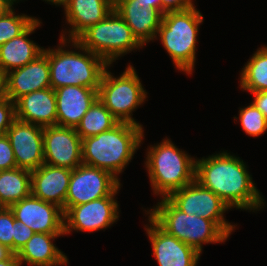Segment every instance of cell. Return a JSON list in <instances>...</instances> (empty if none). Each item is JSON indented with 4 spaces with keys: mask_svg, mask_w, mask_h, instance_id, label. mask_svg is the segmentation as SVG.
<instances>
[{
    "mask_svg": "<svg viewBox=\"0 0 267 266\" xmlns=\"http://www.w3.org/2000/svg\"><path fill=\"white\" fill-rule=\"evenodd\" d=\"M9 208L16 221L22 222L35 233H64V213L56 204L31 194Z\"/></svg>",
    "mask_w": 267,
    "mask_h": 266,
    "instance_id": "13",
    "label": "cell"
},
{
    "mask_svg": "<svg viewBox=\"0 0 267 266\" xmlns=\"http://www.w3.org/2000/svg\"><path fill=\"white\" fill-rule=\"evenodd\" d=\"M64 233H35L16 254L20 262L33 266L67 264V257L54 246L52 239Z\"/></svg>",
    "mask_w": 267,
    "mask_h": 266,
    "instance_id": "23",
    "label": "cell"
},
{
    "mask_svg": "<svg viewBox=\"0 0 267 266\" xmlns=\"http://www.w3.org/2000/svg\"><path fill=\"white\" fill-rule=\"evenodd\" d=\"M0 266H21L16 254H13L9 259L0 261Z\"/></svg>",
    "mask_w": 267,
    "mask_h": 266,
    "instance_id": "36",
    "label": "cell"
},
{
    "mask_svg": "<svg viewBox=\"0 0 267 266\" xmlns=\"http://www.w3.org/2000/svg\"><path fill=\"white\" fill-rule=\"evenodd\" d=\"M149 217L167 233L193 247L200 254L203 243L224 242L228 238L212 220L186 214L167 197L150 211Z\"/></svg>",
    "mask_w": 267,
    "mask_h": 266,
    "instance_id": "5",
    "label": "cell"
},
{
    "mask_svg": "<svg viewBox=\"0 0 267 266\" xmlns=\"http://www.w3.org/2000/svg\"><path fill=\"white\" fill-rule=\"evenodd\" d=\"M44 163L71 170L82 164V139L75 128L43 127Z\"/></svg>",
    "mask_w": 267,
    "mask_h": 266,
    "instance_id": "11",
    "label": "cell"
},
{
    "mask_svg": "<svg viewBox=\"0 0 267 266\" xmlns=\"http://www.w3.org/2000/svg\"><path fill=\"white\" fill-rule=\"evenodd\" d=\"M12 6L6 0H0V16L5 15L10 11Z\"/></svg>",
    "mask_w": 267,
    "mask_h": 266,
    "instance_id": "38",
    "label": "cell"
},
{
    "mask_svg": "<svg viewBox=\"0 0 267 266\" xmlns=\"http://www.w3.org/2000/svg\"><path fill=\"white\" fill-rule=\"evenodd\" d=\"M146 228L159 266H196L200 253L163 230L151 217Z\"/></svg>",
    "mask_w": 267,
    "mask_h": 266,
    "instance_id": "16",
    "label": "cell"
},
{
    "mask_svg": "<svg viewBox=\"0 0 267 266\" xmlns=\"http://www.w3.org/2000/svg\"><path fill=\"white\" fill-rule=\"evenodd\" d=\"M15 120V102L4 96L0 99V136L6 134Z\"/></svg>",
    "mask_w": 267,
    "mask_h": 266,
    "instance_id": "30",
    "label": "cell"
},
{
    "mask_svg": "<svg viewBox=\"0 0 267 266\" xmlns=\"http://www.w3.org/2000/svg\"><path fill=\"white\" fill-rule=\"evenodd\" d=\"M11 6L14 4L13 2H15L16 0H6Z\"/></svg>",
    "mask_w": 267,
    "mask_h": 266,
    "instance_id": "41",
    "label": "cell"
},
{
    "mask_svg": "<svg viewBox=\"0 0 267 266\" xmlns=\"http://www.w3.org/2000/svg\"><path fill=\"white\" fill-rule=\"evenodd\" d=\"M35 232L22 222H14L13 253L17 254Z\"/></svg>",
    "mask_w": 267,
    "mask_h": 266,
    "instance_id": "32",
    "label": "cell"
},
{
    "mask_svg": "<svg viewBox=\"0 0 267 266\" xmlns=\"http://www.w3.org/2000/svg\"><path fill=\"white\" fill-rule=\"evenodd\" d=\"M15 216L9 207H0V243L13 252Z\"/></svg>",
    "mask_w": 267,
    "mask_h": 266,
    "instance_id": "29",
    "label": "cell"
},
{
    "mask_svg": "<svg viewBox=\"0 0 267 266\" xmlns=\"http://www.w3.org/2000/svg\"><path fill=\"white\" fill-rule=\"evenodd\" d=\"M241 88L251 93L267 91V47L252 56L241 73Z\"/></svg>",
    "mask_w": 267,
    "mask_h": 266,
    "instance_id": "26",
    "label": "cell"
},
{
    "mask_svg": "<svg viewBox=\"0 0 267 266\" xmlns=\"http://www.w3.org/2000/svg\"><path fill=\"white\" fill-rule=\"evenodd\" d=\"M194 7L191 0H161V13L183 11Z\"/></svg>",
    "mask_w": 267,
    "mask_h": 266,
    "instance_id": "33",
    "label": "cell"
},
{
    "mask_svg": "<svg viewBox=\"0 0 267 266\" xmlns=\"http://www.w3.org/2000/svg\"><path fill=\"white\" fill-rule=\"evenodd\" d=\"M14 151L11 147L9 138L5 135L0 136V170H10L16 168Z\"/></svg>",
    "mask_w": 267,
    "mask_h": 266,
    "instance_id": "31",
    "label": "cell"
},
{
    "mask_svg": "<svg viewBox=\"0 0 267 266\" xmlns=\"http://www.w3.org/2000/svg\"><path fill=\"white\" fill-rule=\"evenodd\" d=\"M240 121L243 130L251 136H258L267 130V119L252 103L245 109H240Z\"/></svg>",
    "mask_w": 267,
    "mask_h": 266,
    "instance_id": "28",
    "label": "cell"
},
{
    "mask_svg": "<svg viewBox=\"0 0 267 266\" xmlns=\"http://www.w3.org/2000/svg\"><path fill=\"white\" fill-rule=\"evenodd\" d=\"M203 17L195 7L167 12L157 31L162 44L179 70L191 73L195 63L198 26Z\"/></svg>",
    "mask_w": 267,
    "mask_h": 266,
    "instance_id": "6",
    "label": "cell"
},
{
    "mask_svg": "<svg viewBox=\"0 0 267 266\" xmlns=\"http://www.w3.org/2000/svg\"><path fill=\"white\" fill-rule=\"evenodd\" d=\"M76 41L83 48L99 55L108 65L125 52L143 46L115 10L90 26Z\"/></svg>",
    "mask_w": 267,
    "mask_h": 266,
    "instance_id": "7",
    "label": "cell"
},
{
    "mask_svg": "<svg viewBox=\"0 0 267 266\" xmlns=\"http://www.w3.org/2000/svg\"><path fill=\"white\" fill-rule=\"evenodd\" d=\"M143 138L142 126L119 122L112 129L82 139V163L121 173L132 159Z\"/></svg>",
    "mask_w": 267,
    "mask_h": 266,
    "instance_id": "2",
    "label": "cell"
},
{
    "mask_svg": "<svg viewBox=\"0 0 267 266\" xmlns=\"http://www.w3.org/2000/svg\"><path fill=\"white\" fill-rule=\"evenodd\" d=\"M39 25L40 22L36 19L18 37L0 45V71L4 75L10 70L25 66L43 53L44 49L27 38Z\"/></svg>",
    "mask_w": 267,
    "mask_h": 266,
    "instance_id": "22",
    "label": "cell"
},
{
    "mask_svg": "<svg viewBox=\"0 0 267 266\" xmlns=\"http://www.w3.org/2000/svg\"><path fill=\"white\" fill-rule=\"evenodd\" d=\"M119 186V179L108 171L82 163L71 172L65 212L70 207L110 196Z\"/></svg>",
    "mask_w": 267,
    "mask_h": 266,
    "instance_id": "10",
    "label": "cell"
},
{
    "mask_svg": "<svg viewBox=\"0 0 267 266\" xmlns=\"http://www.w3.org/2000/svg\"><path fill=\"white\" fill-rule=\"evenodd\" d=\"M6 136L18 168L32 172L44 164L43 127L16 119Z\"/></svg>",
    "mask_w": 267,
    "mask_h": 266,
    "instance_id": "14",
    "label": "cell"
},
{
    "mask_svg": "<svg viewBox=\"0 0 267 266\" xmlns=\"http://www.w3.org/2000/svg\"><path fill=\"white\" fill-rule=\"evenodd\" d=\"M145 98L146 92L132 66L127 67L117 79L107 69L104 70L98 88V99L119 122L141 126L131 117V112Z\"/></svg>",
    "mask_w": 267,
    "mask_h": 266,
    "instance_id": "8",
    "label": "cell"
},
{
    "mask_svg": "<svg viewBox=\"0 0 267 266\" xmlns=\"http://www.w3.org/2000/svg\"><path fill=\"white\" fill-rule=\"evenodd\" d=\"M253 104L264 114L267 119V91L254 92Z\"/></svg>",
    "mask_w": 267,
    "mask_h": 266,
    "instance_id": "34",
    "label": "cell"
},
{
    "mask_svg": "<svg viewBox=\"0 0 267 266\" xmlns=\"http://www.w3.org/2000/svg\"><path fill=\"white\" fill-rule=\"evenodd\" d=\"M195 180L230 208L255 210L264 203L243 160L226 152L196 161Z\"/></svg>",
    "mask_w": 267,
    "mask_h": 266,
    "instance_id": "1",
    "label": "cell"
},
{
    "mask_svg": "<svg viewBox=\"0 0 267 266\" xmlns=\"http://www.w3.org/2000/svg\"><path fill=\"white\" fill-rule=\"evenodd\" d=\"M146 165L155 194L163 198L195 180L196 161L169 139L150 148Z\"/></svg>",
    "mask_w": 267,
    "mask_h": 266,
    "instance_id": "4",
    "label": "cell"
},
{
    "mask_svg": "<svg viewBox=\"0 0 267 266\" xmlns=\"http://www.w3.org/2000/svg\"><path fill=\"white\" fill-rule=\"evenodd\" d=\"M114 10V0H70L65 8L72 25L69 38L76 40L90 26L105 19Z\"/></svg>",
    "mask_w": 267,
    "mask_h": 266,
    "instance_id": "21",
    "label": "cell"
},
{
    "mask_svg": "<svg viewBox=\"0 0 267 266\" xmlns=\"http://www.w3.org/2000/svg\"><path fill=\"white\" fill-rule=\"evenodd\" d=\"M16 119L41 127L57 125L55 90L46 88L25 94L15 101Z\"/></svg>",
    "mask_w": 267,
    "mask_h": 266,
    "instance_id": "19",
    "label": "cell"
},
{
    "mask_svg": "<svg viewBox=\"0 0 267 266\" xmlns=\"http://www.w3.org/2000/svg\"><path fill=\"white\" fill-rule=\"evenodd\" d=\"M14 15L11 9L5 15L0 16V45L18 37L36 20L24 14Z\"/></svg>",
    "mask_w": 267,
    "mask_h": 266,
    "instance_id": "27",
    "label": "cell"
},
{
    "mask_svg": "<svg viewBox=\"0 0 267 266\" xmlns=\"http://www.w3.org/2000/svg\"><path fill=\"white\" fill-rule=\"evenodd\" d=\"M31 195V172L18 167L0 170V206L10 207Z\"/></svg>",
    "mask_w": 267,
    "mask_h": 266,
    "instance_id": "24",
    "label": "cell"
},
{
    "mask_svg": "<svg viewBox=\"0 0 267 266\" xmlns=\"http://www.w3.org/2000/svg\"><path fill=\"white\" fill-rule=\"evenodd\" d=\"M55 96L57 125L76 128L98 98V89L69 85L55 89Z\"/></svg>",
    "mask_w": 267,
    "mask_h": 266,
    "instance_id": "17",
    "label": "cell"
},
{
    "mask_svg": "<svg viewBox=\"0 0 267 266\" xmlns=\"http://www.w3.org/2000/svg\"><path fill=\"white\" fill-rule=\"evenodd\" d=\"M5 96L4 74L0 71V99Z\"/></svg>",
    "mask_w": 267,
    "mask_h": 266,
    "instance_id": "39",
    "label": "cell"
},
{
    "mask_svg": "<svg viewBox=\"0 0 267 266\" xmlns=\"http://www.w3.org/2000/svg\"><path fill=\"white\" fill-rule=\"evenodd\" d=\"M72 43L88 54L66 51L60 47L56 51L47 50L51 88L55 90L74 85L98 89L108 64L99 55L83 48L76 40H72Z\"/></svg>",
    "mask_w": 267,
    "mask_h": 266,
    "instance_id": "3",
    "label": "cell"
},
{
    "mask_svg": "<svg viewBox=\"0 0 267 266\" xmlns=\"http://www.w3.org/2000/svg\"><path fill=\"white\" fill-rule=\"evenodd\" d=\"M119 187L110 195L85 204L70 207L64 213V234L71 229L90 231L103 229L118 219V204L114 200Z\"/></svg>",
    "mask_w": 267,
    "mask_h": 266,
    "instance_id": "12",
    "label": "cell"
},
{
    "mask_svg": "<svg viewBox=\"0 0 267 266\" xmlns=\"http://www.w3.org/2000/svg\"><path fill=\"white\" fill-rule=\"evenodd\" d=\"M14 253L6 246L0 243V261L9 259Z\"/></svg>",
    "mask_w": 267,
    "mask_h": 266,
    "instance_id": "37",
    "label": "cell"
},
{
    "mask_svg": "<svg viewBox=\"0 0 267 266\" xmlns=\"http://www.w3.org/2000/svg\"><path fill=\"white\" fill-rule=\"evenodd\" d=\"M114 10L142 45L156 37L163 18L159 10L140 6L138 0H114Z\"/></svg>",
    "mask_w": 267,
    "mask_h": 266,
    "instance_id": "20",
    "label": "cell"
},
{
    "mask_svg": "<svg viewBox=\"0 0 267 266\" xmlns=\"http://www.w3.org/2000/svg\"><path fill=\"white\" fill-rule=\"evenodd\" d=\"M119 121L97 98L75 128L81 139L100 134L116 126Z\"/></svg>",
    "mask_w": 267,
    "mask_h": 266,
    "instance_id": "25",
    "label": "cell"
},
{
    "mask_svg": "<svg viewBox=\"0 0 267 266\" xmlns=\"http://www.w3.org/2000/svg\"><path fill=\"white\" fill-rule=\"evenodd\" d=\"M45 1H49V2L54 3V4L64 5L65 8L70 3V0H45Z\"/></svg>",
    "mask_w": 267,
    "mask_h": 266,
    "instance_id": "40",
    "label": "cell"
},
{
    "mask_svg": "<svg viewBox=\"0 0 267 266\" xmlns=\"http://www.w3.org/2000/svg\"><path fill=\"white\" fill-rule=\"evenodd\" d=\"M5 96L15 102L21 96L51 88L47 50L23 67L4 75Z\"/></svg>",
    "mask_w": 267,
    "mask_h": 266,
    "instance_id": "15",
    "label": "cell"
},
{
    "mask_svg": "<svg viewBox=\"0 0 267 266\" xmlns=\"http://www.w3.org/2000/svg\"><path fill=\"white\" fill-rule=\"evenodd\" d=\"M167 198L186 214L212 220L227 236L235 227L223 217L224 212L230 207L197 180L174 191Z\"/></svg>",
    "mask_w": 267,
    "mask_h": 266,
    "instance_id": "9",
    "label": "cell"
},
{
    "mask_svg": "<svg viewBox=\"0 0 267 266\" xmlns=\"http://www.w3.org/2000/svg\"><path fill=\"white\" fill-rule=\"evenodd\" d=\"M140 6H144L151 9H156L161 12V0H138Z\"/></svg>",
    "mask_w": 267,
    "mask_h": 266,
    "instance_id": "35",
    "label": "cell"
},
{
    "mask_svg": "<svg viewBox=\"0 0 267 266\" xmlns=\"http://www.w3.org/2000/svg\"><path fill=\"white\" fill-rule=\"evenodd\" d=\"M72 170L48 164L31 172V194L43 201L58 205L65 213V198Z\"/></svg>",
    "mask_w": 267,
    "mask_h": 266,
    "instance_id": "18",
    "label": "cell"
}]
</instances>
